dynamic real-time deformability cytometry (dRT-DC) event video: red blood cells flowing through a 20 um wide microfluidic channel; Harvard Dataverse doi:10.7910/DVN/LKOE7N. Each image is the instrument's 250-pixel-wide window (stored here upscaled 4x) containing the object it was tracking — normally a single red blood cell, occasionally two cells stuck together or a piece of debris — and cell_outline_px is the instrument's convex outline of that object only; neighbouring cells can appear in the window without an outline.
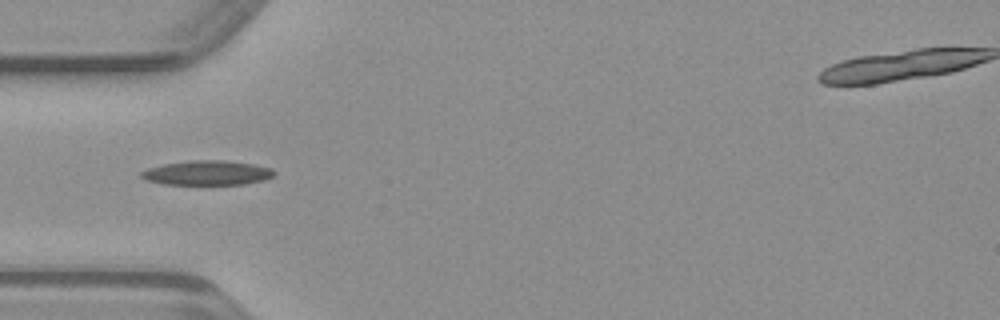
{"species": "common noctule bat (a hibernating species)", "species_latin": "Nyctalus noctula", "temperature_condition": "warm", "stored_images_in_passage": 35, "camera_frame_rate_fps": 3000, "um_per_image_px": 0.085, "animal": {"sex": "male", "body_mass_g": 23.1, "forearm_length_mm": 52.7}, "frame": {"image": 1, "passage_image": 1, "time_ms": 0.0, "image_size_px": [1000, 320], "cell_outline_px": [[276, 172], [272, 176], [264, 180], [244, 184], [164, 184], [144, 180], [140, 176], [140, 172], [148, 168], [164, 164], [192, 160], [224, 160], [252, 164], [272, 168]], "centroid_in_image_um": [17.59, 14.69], "position_along_channel_um": 67.4, "area_um2": 18.96}}
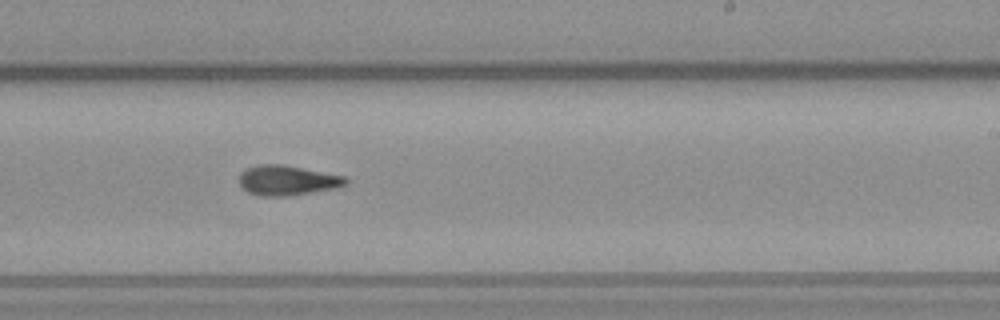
{"frame": {"image": 2, "passage_image": 15, "time_ms": 4.667, "image_size_px": [1000, 320], "cell_outline_px": [[348, 184], [336, 188], [292, 196], [260, 196], [248, 192], [240, 184], [240, 172], [248, 168], [260, 164], [280, 164], [344, 176], [348, 180]], "centroid_in_image_um": [24.43, 15.34], "position_along_channel_um": 264.6, "area_um2": 18.5}}
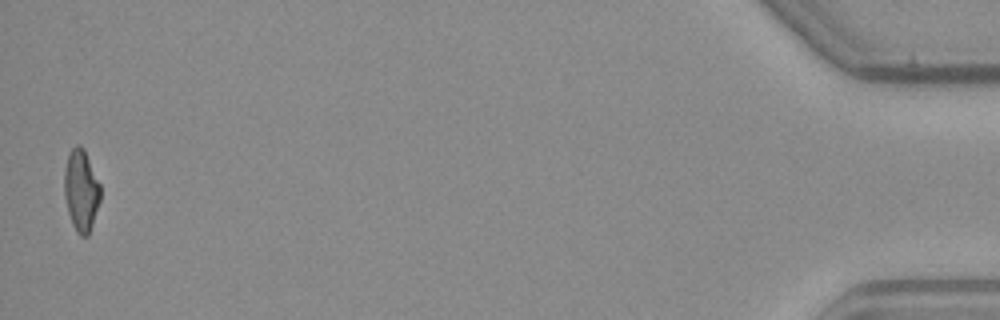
{"frame": {"image": 3, "passage_image": 34, "time_ms": 11.0, "image_size_px": [1000, 320], "cell_outline_px": [[100, 200], [88, 236], [80, 236], [76, 232], [72, 224], [68, 212], [64, 196], [64, 168], [68, 152], [76, 144], [80, 144], [84, 148], [100, 184]], "centroid_in_image_um": [6.88, 16.15], "position_along_channel_um": 428.3, "area_um2": 17.34}}